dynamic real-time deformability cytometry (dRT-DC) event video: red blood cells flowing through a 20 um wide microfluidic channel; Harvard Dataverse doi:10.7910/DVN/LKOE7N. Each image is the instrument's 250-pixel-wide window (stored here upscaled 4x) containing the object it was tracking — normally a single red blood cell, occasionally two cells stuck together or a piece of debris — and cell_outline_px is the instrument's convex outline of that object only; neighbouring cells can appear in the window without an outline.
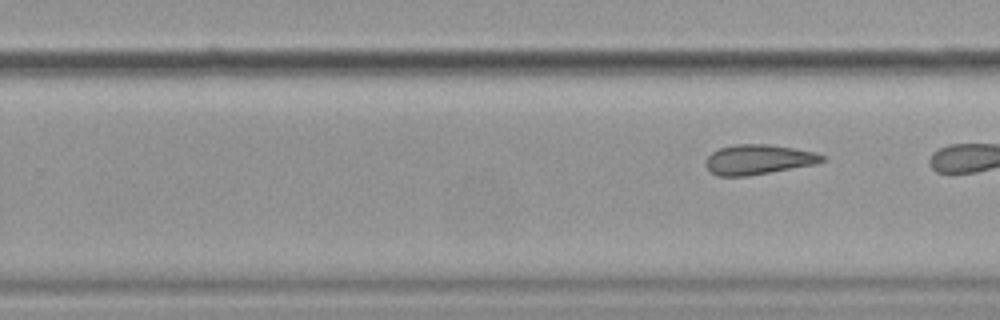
{"species": "common noctule bat (a hibernating species)", "species_latin": "Nyctalus noctula", "temperature_condition": "cold", "stored_images_in_passage": 10, "segment_of_instrument_passage": [2, 2], "camera_frame_rate_fps": 3000, "um_per_image_px": 0.085, "animal": {"sex": "female", "body_mass_g": 19.9}, "frame": {"image": 1, "passage_image": 10, "time_ms": 11.667, "image_size_px": [1000, 320], "cell_outline_px": [[828, 160], [816, 164], [748, 176], [716, 176], [704, 164], [704, 160], [712, 152], [720, 148], [736, 144], [768, 144], [816, 152], [824, 156]], "centroid_in_image_um": [64.47, 13.56], "position_along_channel_um": 265.3, "area_um2": 20.35}}